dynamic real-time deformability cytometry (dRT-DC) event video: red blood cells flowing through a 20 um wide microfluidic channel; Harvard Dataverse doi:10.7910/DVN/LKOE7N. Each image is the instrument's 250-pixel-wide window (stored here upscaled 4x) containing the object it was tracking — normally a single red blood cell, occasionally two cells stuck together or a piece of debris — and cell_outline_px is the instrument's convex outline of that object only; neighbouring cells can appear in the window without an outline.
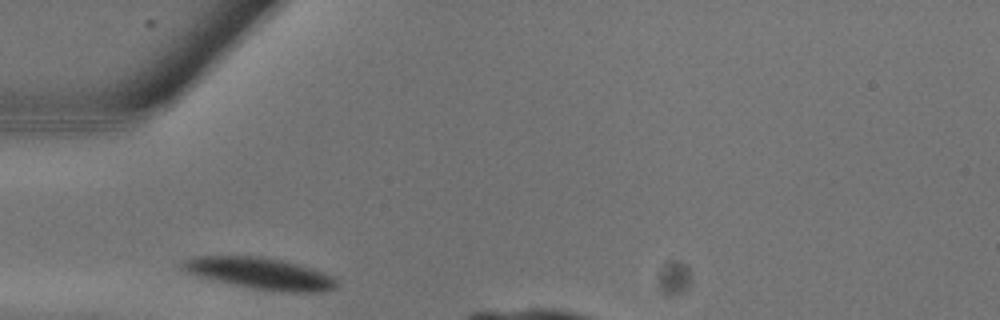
{"species": "common noctule bat (a hibernating species)", "species_latin": "Nyctalus noctula", "temperature_condition": "warm", "stored_images_in_passage": 5, "camera_frame_rate_fps": 3000, "um_per_image_px": 0.085, "animal": {"sex": "male", "body_mass_g": 13.3}, "frame": {"image": 1, "passage_image": 1, "time_ms": 0.0, "image_size_px": [1000, 320], "cell_outline_px": [[336, 288], [324, 292], [288, 292], [256, 288], [216, 280], [188, 272], [180, 264], [184, 260], [196, 256], [264, 256], [312, 268], [324, 272], [332, 276], [336, 280]], "centroid_in_image_um": [22.18, 23.23], "position_along_channel_um": 62.8, "area_um2": 27.69}}
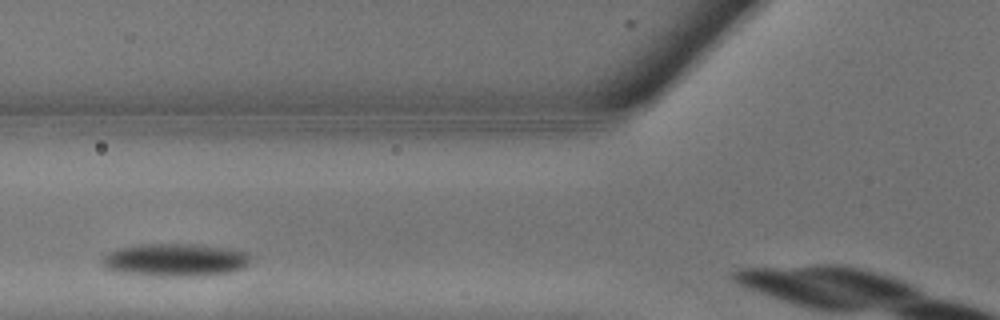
{"frame": {"image": 2, "passage_image": 3, "time_ms": 0.667, "image_size_px": [1000, 320], "cell_outline_px": [[252, 256], [248, 264], [244, 268], [228, 272], [196, 276], [160, 276], [112, 272], [104, 268], [100, 260], [108, 252], [116, 248], [140, 244], [196, 244], [224, 248], [248, 252]], "centroid_in_image_um": [14.83, 22.09], "position_along_channel_um": 111.0, "area_um2": 28.73}}